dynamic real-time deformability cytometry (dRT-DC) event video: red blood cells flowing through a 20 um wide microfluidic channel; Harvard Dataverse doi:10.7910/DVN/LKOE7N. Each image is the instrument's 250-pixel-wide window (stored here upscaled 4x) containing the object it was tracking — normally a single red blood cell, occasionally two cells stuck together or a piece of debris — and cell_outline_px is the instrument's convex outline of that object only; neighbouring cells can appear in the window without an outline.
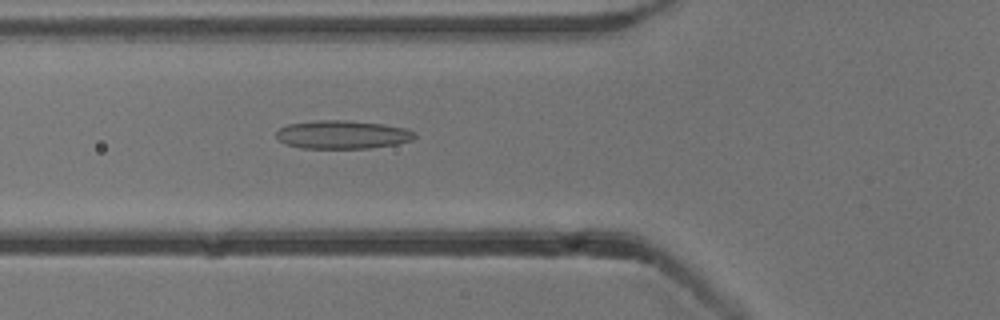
{"species": "common noctule bat (a hibernating species)", "species_latin": "Nyctalus noctula", "temperature_condition": "cold", "stored_images_in_passage": 53, "camera_frame_rate_fps": 3000, "um_per_image_px": 0.085, "animal": {"sex": "male", "body_mass_g": 13.3}, "frame": {"image": 1, "passage_image": 19, "time_ms": 6.0, "image_size_px": [1000, 320], "cell_outline_px": [[416, 136], [412, 140], [396, 144], [372, 148], [300, 148], [284, 144], [276, 136], [276, 132], [280, 128], [288, 124], [316, 120], [348, 120], [384, 124], [408, 128], [416, 132]], "centroid_in_image_um": [29.13, 11.44], "position_along_channel_um": 96.7, "area_um2": 23.12}}
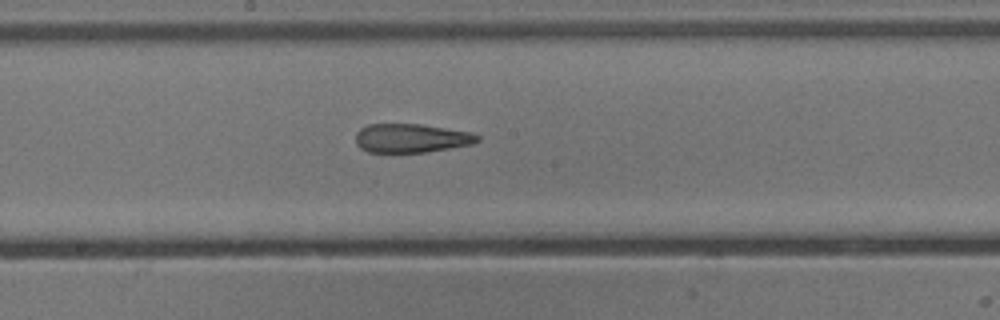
{"frame": {"image": 2, "passage_image": 28, "time_ms": 9.0, "image_size_px": [1000, 320], "cell_outline_px": [[480, 140], [472, 144], [424, 152], [368, 152], [360, 148], [356, 144], [356, 132], [360, 128], [368, 124], [420, 124], [472, 132], [480, 136]], "centroid_in_image_um": [34.94, 11.74], "position_along_channel_um": 213.3, "area_um2": 20.46}}
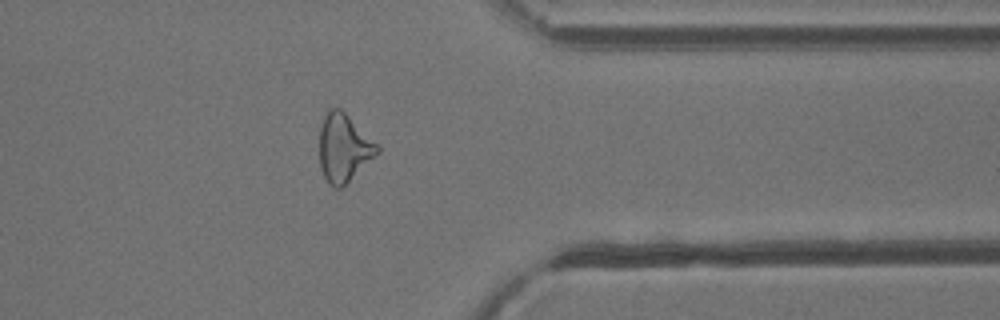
{"frame": {"image": 3, "passage_image": 42, "time_ms": 13.667, "image_size_px": [1000, 320], "cell_outline_px": [[380, 152], [376, 156], [340, 188], [336, 188], [328, 184], [320, 168], [320, 128], [324, 116], [332, 108], [340, 108], [380, 148]], "centroid_in_image_um": [29.2, 12.59], "position_along_channel_um": 382.2, "area_um2": 22.31}, "authors_computed_cell_mechanics": {"area_um2": 23.1778, "velocity_mm_per_s": 3.8464, "shape_relaxation_time_tau1_ms": null, "shape_relaxation_time_tau2_ms": 4.772, "deformation_change_tau1": null, "deformation_change_tau2": 0.1681}}